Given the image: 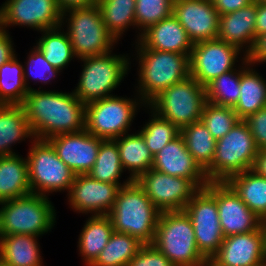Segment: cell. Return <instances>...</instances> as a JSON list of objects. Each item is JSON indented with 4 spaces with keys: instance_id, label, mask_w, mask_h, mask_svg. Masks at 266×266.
<instances>
[{
    "instance_id": "cell-24",
    "label": "cell",
    "mask_w": 266,
    "mask_h": 266,
    "mask_svg": "<svg viewBox=\"0 0 266 266\" xmlns=\"http://www.w3.org/2000/svg\"><path fill=\"white\" fill-rule=\"evenodd\" d=\"M242 59L240 96L233 108L240 120L266 107V80L251 68L246 56Z\"/></svg>"
},
{
    "instance_id": "cell-5",
    "label": "cell",
    "mask_w": 266,
    "mask_h": 266,
    "mask_svg": "<svg viewBox=\"0 0 266 266\" xmlns=\"http://www.w3.org/2000/svg\"><path fill=\"white\" fill-rule=\"evenodd\" d=\"M48 196L35 193L0 202V236L40 237L55 225L56 210Z\"/></svg>"
},
{
    "instance_id": "cell-26",
    "label": "cell",
    "mask_w": 266,
    "mask_h": 266,
    "mask_svg": "<svg viewBox=\"0 0 266 266\" xmlns=\"http://www.w3.org/2000/svg\"><path fill=\"white\" fill-rule=\"evenodd\" d=\"M37 238L24 234L0 236V260L8 266H42Z\"/></svg>"
},
{
    "instance_id": "cell-47",
    "label": "cell",
    "mask_w": 266,
    "mask_h": 266,
    "mask_svg": "<svg viewBox=\"0 0 266 266\" xmlns=\"http://www.w3.org/2000/svg\"><path fill=\"white\" fill-rule=\"evenodd\" d=\"M266 33V3L256 2L255 38Z\"/></svg>"
},
{
    "instance_id": "cell-46",
    "label": "cell",
    "mask_w": 266,
    "mask_h": 266,
    "mask_svg": "<svg viewBox=\"0 0 266 266\" xmlns=\"http://www.w3.org/2000/svg\"><path fill=\"white\" fill-rule=\"evenodd\" d=\"M16 56L10 34L0 29V66Z\"/></svg>"
},
{
    "instance_id": "cell-25",
    "label": "cell",
    "mask_w": 266,
    "mask_h": 266,
    "mask_svg": "<svg viewBox=\"0 0 266 266\" xmlns=\"http://www.w3.org/2000/svg\"><path fill=\"white\" fill-rule=\"evenodd\" d=\"M31 193L26 158L18 154L0 157V202Z\"/></svg>"
},
{
    "instance_id": "cell-22",
    "label": "cell",
    "mask_w": 266,
    "mask_h": 266,
    "mask_svg": "<svg viewBox=\"0 0 266 266\" xmlns=\"http://www.w3.org/2000/svg\"><path fill=\"white\" fill-rule=\"evenodd\" d=\"M137 37L135 49H152L190 55L194 46L188 33L173 14L139 33Z\"/></svg>"
},
{
    "instance_id": "cell-3",
    "label": "cell",
    "mask_w": 266,
    "mask_h": 266,
    "mask_svg": "<svg viewBox=\"0 0 266 266\" xmlns=\"http://www.w3.org/2000/svg\"><path fill=\"white\" fill-rule=\"evenodd\" d=\"M136 51L140 68L136 91L145 106L166 88L190 76V55L152 49Z\"/></svg>"
},
{
    "instance_id": "cell-6",
    "label": "cell",
    "mask_w": 266,
    "mask_h": 266,
    "mask_svg": "<svg viewBox=\"0 0 266 266\" xmlns=\"http://www.w3.org/2000/svg\"><path fill=\"white\" fill-rule=\"evenodd\" d=\"M64 20L68 21L66 33L78 59L110 53L117 43L108 32L98 5L66 9L62 12L63 25Z\"/></svg>"
},
{
    "instance_id": "cell-45",
    "label": "cell",
    "mask_w": 266,
    "mask_h": 266,
    "mask_svg": "<svg viewBox=\"0 0 266 266\" xmlns=\"http://www.w3.org/2000/svg\"><path fill=\"white\" fill-rule=\"evenodd\" d=\"M219 15L230 13L246 7L254 0H211Z\"/></svg>"
},
{
    "instance_id": "cell-11",
    "label": "cell",
    "mask_w": 266,
    "mask_h": 266,
    "mask_svg": "<svg viewBox=\"0 0 266 266\" xmlns=\"http://www.w3.org/2000/svg\"><path fill=\"white\" fill-rule=\"evenodd\" d=\"M27 155L31 193L47 196L52 192L69 191L75 174L57 156L53 146L42 139H33Z\"/></svg>"
},
{
    "instance_id": "cell-18",
    "label": "cell",
    "mask_w": 266,
    "mask_h": 266,
    "mask_svg": "<svg viewBox=\"0 0 266 266\" xmlns=\"http://www.w3.org/2000/svg\"><path fill=\"white\" fill-rule=\"evenodd\" d=\"M120 185L92 179L88 174L75 175L67 193L74 211L93 215H108L112 210Z\"/></svg>"
},
{
    "instance_id": "cell-7",
    "label": "cell",
    "mask_w": 266,
    "mask_h": 266,
    "mask_svg": "<svg viewBox=\"0 0 266 266\" xmlns=\"http://www.w3.org/2000/svg\"><path fill=\"white\" fill-rule=\"evenodd\" d=\"M258 151L247 124L240 120L216 141L213 161L205 170L209 182H226L234 175L251 170Z\"/></svg>"
},
{
    "instance_id": "cell-36",
    "label": "cell",
    "mask_w": 266,
    "mask_h": 266,
    "mask_svg": "<svg viewBox=\"0 0 266 266\" xmlns=\"http://www.w3.org/2000/svg\"><path fill=\"white\" fill-rule=\"evenodd\" d=\"M28 91L17 56L0 66V105H22Z\"/></svg>"
},
{
    "instance_id": "cell-33",
    "label": "cell",
    "mask_w": 266,
    "mask_h": 266,
    "mask_svg": "<svg viewBox=\"0 0 266 266\" xmlns=\"http://www.w3.org/2000/svg\"><path fill=\"white\" fill-rule=\"evenodd\" d=\"M123 172L117 144L113 140H104L99 147L95 164L88 175L94 180L114 183L123 187L133 181L128 177L121 184L119 179Z\"/></svg>"
},
{
    "instance_id": "cell-52",
    "label": "cell",
    "mask_w": 266,
    "mask_h": 266,
    "mask_svg": "<svg viewBox=\"0 0 266 266\" xmlns=\"http://www.w3.org/2000/svg\"><path fill=\"white\" fill-rule=\"evenodd\" d=\"M256 2H262V3H266V0H254Z\"/></svg>"
},
{
    "instance_id": "cell-43",
    "label": "cell",
    "mask_w": 266,
    "mask_h": 266,
    "mask_svg": "<svg viewBox=\"0 0 266 266\" xmlns=\"http://www.w3.org/2000/svg\"><path fill=\"white\" fill-rule=\"evenodd\" d=\"M243 121L247 124L257 148L259 150L266 149V107L248 116Z\"/></svg>"
},
{
    "instance_id": "cell-40",
    "label": "cell",
    "mask_w": 266,
    "mask_h": 266,
    "mask_svg": "<svg viewBox=\"0 0 266 266\" xmlns=\"http://www.w3.org/2000/svg\"><path fill=\"white\" fill-rule=\"evenodd\" d=\"M174 0H136L135 22L142 33L150 26L172 15Z\"/></svg>"
},
{
    "instance_id": "cell-13",
    "label": "cell",
    "mask_w": 266,
    "mask_h": 266,
    "mask_svg": "<svg viewBox=\"0 0 266 266\" xmlns=\"http://www.w3.org/2000/svg\"><path fill=\"white\" fill-rule=\"evenodd\" d=\"M241 50L218 38L194 44L190 57V76L204 87L221 74L235 69Z\"/></svg>"
},
{
    "instance_id": "cell-4",
    "label": "cell",
    "mask_w": 266,
    "mask_h": 266,
    "mask_svg": "<svg viewBox=\"0 0 266 266\" xmlns=\"http://www.w3.org/2000/svg\"><path fill=\"white\" fill-rule=\"evenodd\" d=\"M151 244L175 266H206L208 263L197 248L193 224L185 211L161 212Z\"/></svg>"
},
{
    "instance_id": "cell-28",
    "label": "cell",
    "mask_w": 266,
    "mask_h": 266,
    "mask_svg": "<svg viewBox=\"0 0 266 266\" xmlns=\"http://www.w3.org/2000/svg\"><path fill=\"white\" fill-rule=\"evenodd\" d=\"M113 141L117 144L123 170L129 171L132 180L152 168L153 155L140 132L126 133Z\"/></svg>"
},
{
    "instance_id": "cell-2",
    "label": "cell",
    "mask_w": 266,
    "mask_h": 266,
    "mask_svg": "<svg viewBox=\"0 0 266 266\" xmlns=\"http://www.w3.org/2000/svg\"><path fill=\"white\" fill-rule=\"evenodd\" d=\"M161 211L133 180L119 189L114 206L108 213L114 231L136 237L151 244Z\"/></svg>"
},
{
    "instance_id": "cell-51",
    "label": "cell",
    "mask_w": 266,
    "mask_h": 266,
    "mask_svg": "<svg viewBox=\"0 0 266 266\" xmlns=\"http://www.w3.org/2000/svg\"><path fill=\"white\" fill-rule=\"evenodd\" d=\"M0 266H8L2 260H0Z\"/></svg>"
},
{
    "instance_id": "cell-50",
    "label": "cell",
    "mask_w": 266,
    "mask_h": 266,
    "mask_svg": "<svg viewBox=\"0 0 266 266\" xmlns=\"http://www.w3.org/2000/svg\"><path fill=\"white\" fill-rule=\"evenodd\" d=\"M261 229L263 231L265 242H266V215L261 219Z\"/></svg>"
},
{
    "instance_id": "cell-15",
    "label": "cell",
    "mask_w": 266,
    "mask_h": 266,
    "mask_svg": "<svg viewBox=\"0 0 266 266\" xmlns=\"http://www.w3.org/2000/svg\"><path fill=\"white\" fill-rule=\"evenodd\" d=\"M151 202L161 211H184L198 189L181 177L170 176L151 168L136 180Z\"/></svg>"
},
{
    "instance_id": "cell-20",
    "label": "cell",
    "mask_w": 266,
    "mask_h": 266,
    "mask_svg": "<svg viewBox=\"0 0 266 266\" xmlns=\"http://www.w3.org/2000/svg\"><path fill=\"white\" fill-rule=\"evenodd\" d=\"M172 14L193 44L217 38L219 14L211 0H174Z\"/></svg>"
},
{
    "instance_id": "cell-49",
    "label": "cell",
    "mask_w": 266,
    "mask_h": 266,
    "mask_svg": "<svg viewBox=\"0 0 266 266\" xmlns=\"http://www.w3.org/2000/svg\"><path fill=\"white\" fill-rule=\"evenodd\" d=\"M257 175L266 178V149H260L252 169Z\"/></svg>"
},
{
    "instance_id": "cell-41",
    "label": "cell",
    "mask_w": 266,
    "mask_h": 266,
    "mask_svg": "<svg viewBox=\"0 0 266 266\" xmlns=\"http://www.w3.org/2000/svg\"><path fill=\"white\" fill-rule=\"evenodd\" d=\"M27 64L23 66L25 85L28 90H33L29 85V78L34 81L39 80L41 84L50 83L49 80L54 79L60 73L58 69L54 68L44 57L43 53L36 46L32 48L28 55ZM43 82V83H42Z\"/></svg>"
},
{
    "instance_id": "cell-17",
    "label": "cell",
    "mask_w": 266,
    "mask_h": 266,
    "mask_svg": "<svg viewBox=\"0 0 266 266\" xmlns=\"http://www.w3.org/2000/svg\"><path fill=\"white\" fill-rule=\"evenodd\" d=\"M208 262L212 266H266V242L262 229L225 237Z\"/></svg>"
},
{
    "instance_id": "cell-12",
    "label": "cell",
    "mask_w": 266,
    "mask_h": 266,
    "mask_svg": "<svg viewBox=\"0 0 266 266\" xmlns=\"http://www.w3.org/2000/svg\"><path fill=\"white\" fill-rule=\"evenodd\" d=\"M190 217L199 252L209 261L225 238L218 216L216 199L205 189H199L184 208Z\"/></svg>"
},
{
    "instance_id": "cell-14",
    "label": "cell",
    "mask_w": 266,
    "mask_h": 266,
    "mask_svg": "<svg viewBox=\"0 0 266 266\" xmlns=\"http://www.w3.org/2000/svg\"><path fill=\"white\" fill-rule=\"evenodd\" d=\"M62 12L56 0H6L0 7V29L19 25L41 32L61 26Z\"/></svg>"
},
{
    "instance_id": "cell-27",
    "label": "cell",
    "mask_w": 266,
    "mask_h": 266,
    "mask_svg": "<svg viewBox=\"0 0 266 266\" xmlns=\"http://www.w3.org/2000/svg\"><path fill=\"white\" fill-rule=\"evenodd\" d=\"M34 136L22 105H0V157L16 154L12 145Z\"/></svg>"
},
{
    "instance_id": "cell-31",
    "label": "cell",
    "mask_w": 266,
    "mask_h": 266,
    "mask_svg": "<svg viewBox=\"0 0 266 266\" xmlns=\"http://www.w3.org/2000/svg\"><path fill=\"white\" fill-rule=\"evenodd\" d=\"M61 26L45 29L36 43V47L43 53L45 59L56 69L61 71L70 63L74 54L70 39L66 31L61 32Z\"/></svg>"
},
{
    "instance_id": "cell-48",
    "label": "cell",
    "mask_w": 266,
    "mask_h": 266,
    "mask_svg": "<svg viewBox=\"0 0 266 266\" xmlns=\"http://www.w3.org/2000/svg\"><path fill=\"white\" fill-rule=\"evenodd\" d=\"M56 2L62 11L73 7H91L98 4V0H56Z\"/></svg>"
},
{
    "instance_id": "cell-1",
    "label": "cell",
    "mask_w": 266,
    "mask_h": 266,
    "mask_svg": "<svg viewBox=\"0 0 266 266\" xmlns=\"http://www.w3.org/2000/svg\"><path fill=\"white\" fill-rule=\"evenodd\" d=\"M29 90L22 104L35 139L48 140L85 129L86 104L72 92Z\"/></svg>"
},
{
    "instance_id": "cell-29",
    "label": "cell",
    "mask_w": 266,
    "mask_h": 266,
    "mask_svg": "<svg viewBox=\"0 0 266 266\" xmlns=\"http://www.w3.org/2000/svg\"><path fill=\"white\" fill-rule=\"evenodd\" d=\"M114 232L108 215H91L79 234L78 248L85 266H89L106 247Z\"/></svg>"
},
{
    "instance_id": "cell-32",
    "label": "cell",
    "mask_w": 266,
    "mask_h": 266,
    "mask_svg": "<svg viewBox=\"0 0 266 266\" xmlns=\"http://www.w3.org/2000/svg\"><path fill=\"white\" fill-rule=\"evenodd\" d=\"M180 135L187 150L205 171L211 165L216 149V140L208 128L200 120L180 129Z\"/></svg>"
},
{
    "instance_id": "cell-34",
    "label": "cell",
    "mask_w": 266,
    "mask_h": 266,
    "mask_svg": "<svg viewBox=\"0 0 266 266\" xmlns=\"http://www.w3.org/2000/svg\"><path fill=\"white\" fill-rule=\"evenodd\" d=\"M103 22L108 32L119 41L129 26L136 27V0H98Z\"/></svg>"
},
{
    "instance_id": "cell-42",
    "label": "cell",
    "mask_w": 266,
    "mask_h": 266,
    "mask_svg": "<svg viewBox=\"0 0 266 266\" xmlns=\"http://www.w3.org/2000/svg\"><path fill=\"white\" fill-rule=\"evenodd\" d=\"M127 266H175L152 244H143Z\"/></svg>"
},
{
    "instance_id": "cell-16",
    "label": "cell",
    "mask_w": 266,
    "mask_h": 266,
    "mask_svg": "<svg viewBox=\"0 0 266 266\" xmlns=\"http://www.w3.org/2000/svg\"><path fill=\"white\" fill-rule=\"evenodd\" d=\"M205 189L216 199L224 237L261 229L259 218L226 182H208Z\"/></svg>"
},
{
    "instance_id": "cell-9",
    "label": "cell",
    "mask_w": 266,
    "mask_h": 266,
    "mask_svg": "<svg viewBox=\"0 0 266 266\" xmlns=\"http://www.w3.org/2000/svg\"><path fill=\"white\" fill-rule=\"evenodd\" d=\"M206 102V88L189 76L166 88L146 106L156 115L182 129L200 121Z\"/></svg>"
},
{
    "instance_id": "cell-35",
    "label": "cell",
    "mask_w": 266,
    "mask_h": 266,
    "mask_svg": "<svg viewBox=\"0 0 266 266\" xmlns=\"http://www.w3.org/2000/svg\"><path fill=\"white\" fill-rule=\"evenodd\" d=\"M142 245L136 237L114 231L106 247L89 266H127Z\"/></svg>"
},
{
    "instance_id": "cell-8",
    "label": "cell",
    "mask_w": 266,
    "mask_h": 266,
    "mask_svg": "<svg viewBox=\"0 0 266 266\" xmlns=\"http://www.w3.org/2000/svg\"><path fill=\"white\" fill-rule=\"evenodd\" d=\"M127 55L110 53L100 56H88L78 60L83 61V68L77 87L73 90L75 96L84 104L114 96L110 94L119 86L129 71L131 64Z\"/></svg>"
},
{
    "instance_id": "cell-23",
    "label": "cell",
    "mask_w": 266,
    "mask_h": 266,
    "mask_svg": "<svg viewBox=\"0 0 266 266\" xmlns=\"http://www.w3.org/2000/svg\"><path fill=\"white\" fill-rule=\"evenodd\" d=\"M255 20L256 1L239 10L219 15L217 38L237 46L246 56L255 41Z\"/></svg>"
},
{
    "instance_id": "cell-30",
    "label": "cell",
    "mask_w": 266,
    "mask_h": 266,
    "mask_svg": "<svg viewBox=\"0 0 266 266\" xmlns=\"http://www.w3.org/2000/svg\"><path fill=\"white\" fill-rule=\"evenodd\" d=\"M226 183L259 218L266 215V178L248 170L230 177Z\"/></svg>"
},
{
    "instance_id": "cell-39",
    "label": "cell",
    "mask_w": 266,
    "mask_h": 266,
    "mask_svg": "<svg viewBox=\"0 0 266 266\" xmlns=\"http://www.w3.org/2000/svg\"><path fill=\"white\" fill-rule=\"evenodd\" d=\"M217 141L223 138L239 121L232 107L206 102L200 119Z\"/></svg>"
},
{
    "instance_id": "cell-37",
    "label": "cell",
    "mask_w": 266,
    "mask_h": 266,
    "mask_svg": "<svg viewBox=\"0 0 266 266\" xmlns=\"http://www.w3.org/2000/svg\"><path fill=\"white\" fill-rule=\"evenodd\" d=\"M241 67L221 74L208 83L206 100L212 104L234 108L240 96Z\"/></svg>"
},
{
    "instance_id": "cell-44",
    "label": "cell",
    "mask_w": 266,
    "mask_h": 266,
    "mask_svg": "<svg viewBox=\"0 0 266 266\" xmlns=\"http://www.w3.org/2000/svg\"><path fill=\"white\" fill-rule=\"evenodd\" d=\"M246 59L252 67L255 63H266V33L255 38L252 49L246 54Z\"/></svg>"
},
{
    "instance_id": "cell-10",
    "label": "cell",
    "mask_w": 266,
    "mask_h": 266,
    "mask_svg": "<svg viewBox=\"0 0 266 266\" xmlns=\"http://www.w3.org/2000/svg\"><path fill=\"white\" fill-rule=\"evenodd\" d=\"M142 104L147 108L139 96L130 99L116 95L87 103L85 129L104 140L119 138L128 133Z\"/></svg>"
},
{
    "instance_id": "cell-38",
    "label": "cell",
    "mask_w": 266,
    "mask_h": 266,
    "mask_svg": "<svg viewBox=\"0 0 266 266\" xmlns=\"http://www.w3.org/2000/svg\"><path fill=\"white\" fill-rule=\"evenodd\" d=\"M150 113L152 118L139 132L154 157L166 144L180 135V129L169 120L156 115L153 111Z\"/></svg>"
},
{
    "instance_id": "cell-21",
    "label": "cell",
    "mask_w": 266,
    "mask_h": 266,
    "mask_svg": "<svg viewBox=\"0 0 266 266\" xmlns=\"http://www.w3.org/2000/svg\"><path fill=\"white\" fill-rule=\"evenodd\" d=\"M152 168L170 176L189 180L198 190L205 188L209 182L205 171L187 150L181 135L154 155Z\"/></svg>"
},
{
    "instance_id": "cell-19",
    "label": "cell",
    "mask_w": 266,
    "mask_h": 266,
    "mask_svg": "<svg viewBox=\"0 0 266 266\" xmlns=\"http://www.w3.org/2000/svg\"><path fill=\"white\" fill-rule=\"evenodd\" d=\"M47 141L75 175H84L88 174L95 164L99 147L104 139L84 129L80 132L60 134Z\"/></svg>"
}]
</instances>
